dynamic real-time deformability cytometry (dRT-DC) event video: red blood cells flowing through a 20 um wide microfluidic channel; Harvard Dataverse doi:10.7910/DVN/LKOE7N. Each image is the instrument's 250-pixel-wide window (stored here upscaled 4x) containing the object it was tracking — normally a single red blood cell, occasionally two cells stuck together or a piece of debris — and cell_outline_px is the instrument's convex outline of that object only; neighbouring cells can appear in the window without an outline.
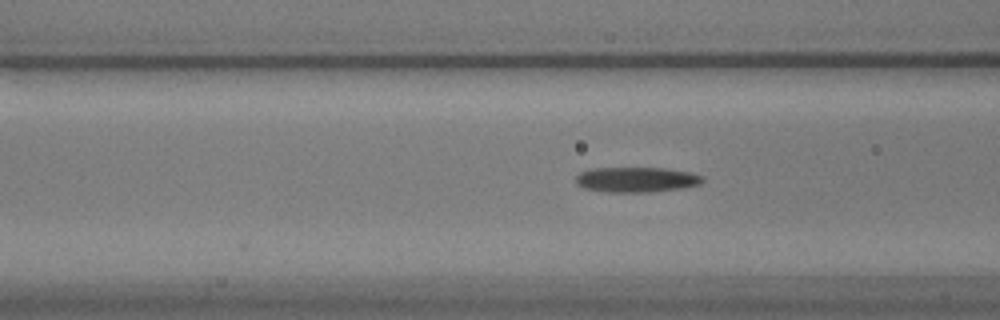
{"species": "common noctule bat (a hibernating species)", "species_latin": "Nyctalus noctula", "temperature_condition": "warm", "stored_images_in_passage": 41, "camera_frame_rate_fps": 3000, "um_per_image_px": 0.085, "animal": {"sex": "male", "body_mass_g": 17.9}, "frame": {"image": 1, "passage_image": 7, "time_ms": 2.0, "image_size_px": [1000, 320], "cell_outline_px": [[704, 180], [700, 184], [680, 188], [648, 192], [608, 192], [584, 188], [576, 184], [576, 176], [580, 172], [592, 168], [664, 168], [692, 172], [704, 176]], "centroid_in_image_um": [54.1, 15.26], "position_along_channel_um": 112.5, "area_um2": 18.61}}
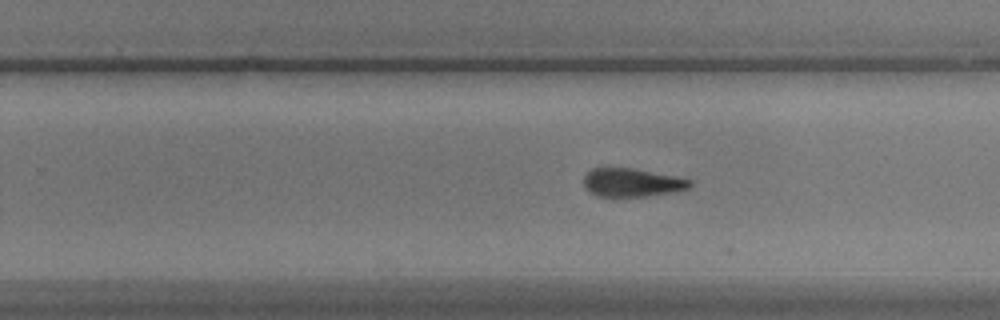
{"frame": {"image": 2, "passage_image": 21, "time_ms": 6.667, "image_size_px": [1000, 320], "cell_outline_px": [[692, 184], [688, 188], [676, 192], [644, 196], [596, 196], [584, 184], [584, 176], [592, 168], [608, 164], [632, 168], [692, 180]], "centroid_in_image_um": [53.67, 15.47], "position_along_channel_um": 276.1, "area_um2": 17.8}}
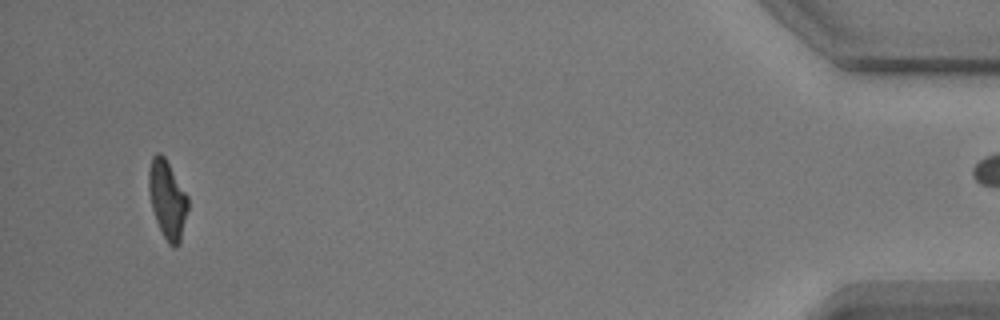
{"frame": {"image": 3, "passage_image": 40, "time_ms": 13.0, "image_size_px": [1000, 320], "cell_outline_px": [[188, 208], [180, 244], [176, 248], [172, 248], [168, 244], [156, 220], [152, 208], [148, 192], [148, 172], [152, 156], [156, 152], [160, 152], [164, 156], [188, 196]], "centroid_in_image_um": [14.22, 16.96], "position_along_channel_um": 421.0, "area_um2": 17.98}}